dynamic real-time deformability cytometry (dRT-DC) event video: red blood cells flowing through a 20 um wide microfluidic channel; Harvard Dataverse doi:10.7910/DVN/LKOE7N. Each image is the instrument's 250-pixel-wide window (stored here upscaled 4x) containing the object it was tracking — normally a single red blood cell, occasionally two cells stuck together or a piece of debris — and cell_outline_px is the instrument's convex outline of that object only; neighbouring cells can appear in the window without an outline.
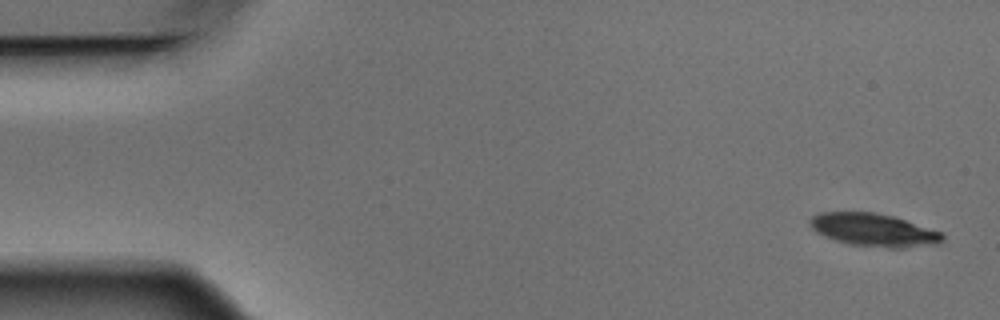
{"species": "Egyptian fruit bat (a non-hibernating species)", "species_latin": "Rousettus aegyptiacus", "temperature_condition": "warm", "stored_images_in_passage": 5, "camera_frame_rate_fps": 3000, "um_per_image_px": 0.085, "animal": {"sex": "male"}, "frame": {"image": 1, "passage_image": 1, "time_ms": 0.0, "image_size_px": [1000, 320], "cell_outline_px": [[944, 240], [940, 244], [896, 248], [888, 248], [848, 244], [824, 236], [816, 232], [812, 228], [808, 220], [812, 216], [820, 212], [876, 212], [896, 216], [944, 232]], "centroid_in_image_um": [74.32, 19.54], "position_along_channel_um": 10.7, "area_um2": 25.84}}
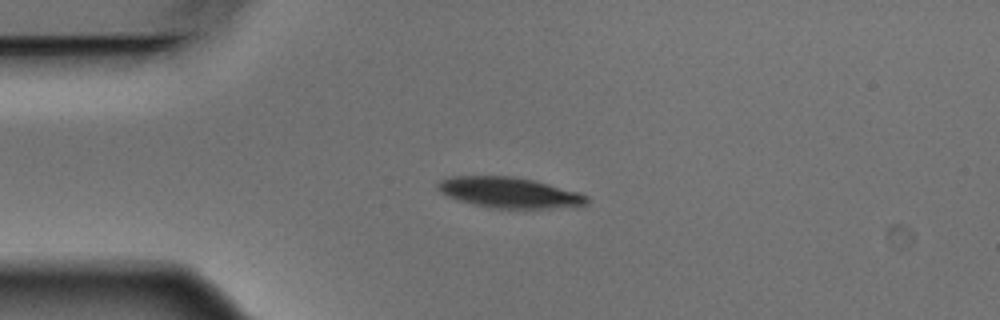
{"frame": {"image": 2, "passage_image": 4, "time_ms": 1.0, "image_size_px": [1000, 320], "cell_outline_px": [[588, 204], [552, 208], [488, 208], [456, 200], [440, 192], [436, 188], [436, 184], [440, 180], [448, 176], [512, 176], [536, 180], [576, 192], [588, 196]], "centroid_in_image_um": [43.22, 16.36], "position_along_channel_um": 41.8, "area_um2": 26.7}}